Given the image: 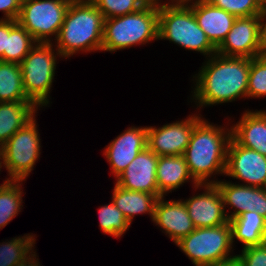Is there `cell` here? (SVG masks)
I'll return each mask as SVG.
<instances>
[{"label": "cell", "instance_id": "41", "mask_svg": "<svg viewBox=\"0 0 266 266\" xmlns=\"http://www.w3.org/2000/svg\"><path fill=\"white\" fill-rule=\"evenodd\" d=\"M3 167V159H2V150H1V146H0V172L2 170Z\"/></svg>", "mask_w": 266, "mask_h": 266}, {"label": "cell", "instance_id": "24", "mask_svg": "<svg viewBox=\"0 0 266 266\" xmlns=\"http://www.w3.org/2000/svg\"><path fill=\"white\" fill-rule=\"evenodd\" d=\"M23 181L8 180L0 184V230L7 226L21 212L23 202Z\"/></svg>", "mask_w": 266, "mask_h": 266}, {"label": "cell", "instance_id": "37", "mask_svg": "<svg viewBox=\"0 0 266 266\" xmlns=\"http://www.w3.org/2000/svg\"><path fill=\"white\" fill-rule=\"evenodd\" d=\"M204 266H241V263H240L237 255H235L229 259H226L223 261H218V262H215L212 264H207Z\"/></svg>", "mask_w": 266, "mask_h": 266}, {"label": "cell", "instance_id": "14", "mask_svg": "<svg viewBox=\"0 0 266 266\" xmlns=\"http://www.w3.org/2000/svg\"><path fill=\"white\" fill-rule=\"evenodd\" d=\"M147 147V126H131L104 148L103 155L117 178L133 159Z\"/></svg>", "mask_w": 266, "mask_h": 266}, {"label": "cell", "instance_id": "17", "mask_svg": "<svg viewBox=\"0 0 266 266\" xmlns=\"http://www.w3.org/2000/svg\"><path fill=\"white\" fill-rule=\"evenodd\" d=\"M159 197L154 211L153 223L176 244L194 229L183 199L165 200Z\"/></svg>", "mask_w": 266, "mask_h": 266}, {"label": "cell", "instance_id": "30", "mask_svg": "<svg viewBox=\"0 0 266 266\" xmlns=\"http://www.w3.org/2000/svg\"><path fill=\"white\" fill-rule=\"evenodd\" d=\"M91 2L101 11L104 19L136 12L145 5L141 0H91Z\"/></svg>", "mask_w": 266, "mask_h": 266}, {"label": "cell", "instance_id": "28", "mask_svg": "<svg viewBox=\"0 0 266 266\" xmlns=\"http://www.w3.org/2000/svg\"><path fill=\"white\" fill-rule=\"evenodd\" d=\"M99 227L104 234L119 238L124 236L131 224L127 221L123 213L111 201L98 207Z\"/></svg>", "mask_w": 266, "mask_h": 266}, {"label": "cell", "instance_id": "18", "mask_svg": "<svg viewBox=\"0 0 266 266\" xmlns=\"http://www.w3.org/2000/svg\"><path fill=\"white\" fill-rule=\"evenodd\" d=\"M200 28L210 42L218 48L232 28L236 17L206 0H193L188 3Z\"/></svg>", "mask_w": 266, "mask_h": 266}, {"label": "cell", "instance_id": "22", "mask_svg": "<svg viewBox=\"0 0 266 266\" xmlns=\"http://www.w3.org/2000/svg\"><path fill=\"white\" fill-rule=\"evenodd\" d=\"M38 111L31 101L0 102V146H3Z\"/></svg>", "mask_w": 266, "mask_h": 266}, {"label": "cell", "instance_id": "39", "mask_svg": "<svg viewBox=\"0 0 266 266\" xmlns=\"http://www.w3.org/2000/svg\"><path fill=\"white\" fill-rule=\"evenodd\" d=\"M145 5H153L159 7V0H141Z\"/></svg>", "mask_w": 266, "mask_h": 266}, {"label": "cell", "instance_id": "40", "mask_svg": "<svg viewBox=\"0 0 266 266\" xmlns=\"http://www.w3.org/2000/svg\"><path fill=\"white\" fill-rule=\"evenodd\" d=\"M256 2H257L262 8H266V0H256Z\"/></svg>", "mask_w": 266, "mask_h": 266}, {"label": "cell", "instance_id": "31", "mask_svg": "<svg viewBox=\"0 0 266 266\" xmlns=\"http://www.w3.org/2000/svg\"><path fill=\"white\" fill-rule=\"evenodd\" d=\"M211 5L221 8L236 18L259 15L263 8L256 0H206Z\"/></svg>", "mask_w": 266, "mask_h": 266}, {"label": "cell", "instance_id": "32", "mask_svg": "<svg viewBox=\"0 0 266 266\" xmlns=\"http://www.w3.org/2000/svg\"><path fill=\"white\" fill-rule=\"evenodd\" d=\"M241 266H266V242L261 245L246 247L236 254Z\"/></svg>", "mask_w": 266, "mask_h": 266}, {"label": "cell", "instance_id": "19", "mask_svg": "<svg viewBox=\"0 0 266 266\" xmlns=\"http://www.w3.org/2000/svg\"><path fill=\"white\" fill-rule=\"evenodd\" d=\"M231 125V137L239 145L266 156V110L247 109L239 121Z\"/></svg>", "mask_w": 266, "mask_h": 266}, {"label": "cell", "instance_id": "21", "mask_svg": "<svg viewBox=\"0 0 266 266\" xmlns=\"http://www.w3.org/2000/svg\"><path fill=\"white\" fill-rule=\"evenodd\" d=\"M111 200L132 224L136 215L148 214L153 222L158 197L154 194L124 189L114 183Z\"/></svg>", "mask_w": 266, "mask_h": 266}, {"label": "cell", "instance_id": "36", "mask_svg": "<svg viewBox=\"0 0 266 266\" xmlns=\"http://www.w3.org/2000/svg\"><path fill=\"white\" fill-rule=\"evenodd\" d=\"M35 250L30 256H28L25 260L22 262H19L15 266H41L39 262V258Z\"/></svg>", "mask_w": 266, "mask_h": 266}, {"label": "cell", "instance_id": "16", "mask_svg": "<svg viewBox=\"0 0 266 266\" xmlns=\"http://www.w3.org/2000/svg\"><path fill=\"white\" fill-rule=\"evenodd\" d=\"M157 162L158 156L146 147L116 178L115 183L127 190L147 192L158 198L162 197L157 185Z\"/></svg>", "mask_w": 266, "mask_h": 266}, {"label": "cell", "instance_id": "5", "mask_svg": "<svg viewBox=\"0 0 266 266\" xmlns=\"http://www.w3.org/2000/svg\"><path fill=\"white\" fill-rule=\"evenodd\" d=\"M158 41V7L144 5L136 12L104 19L101 52L142 46Z\"/></svg>", "mask_w": 266, "mask_h": 266}, {"label": "cell", "instance_id": "26", "mask_svg": "<svg viewBox=\"0 0 266 266\" xmlns=\"http://www.w3.org/2000/svg\"><path fill=\"white\" fill-rule=\"evenodd\" d=\"M36 44L32 35L17 20H10V34L7 36L4 62L20 64Z\"/></svg>", "mask_w": 266, "mask_h": 266}, {"label": "cell", "instance_id": "1", "mask_svg": "<svg viewBox=\"0 0 266 266\" xmlns=\"http://www.w3.org/2000/svg\"><path fill=\"white\" fill-rule=\"evenodd\" d=\"M193 75L190 100L201 108L247 98L250 58L214 54ZM193 97V98H192ZM199 107V108H198Z\"/></svg>", "mask_w": 266, "mask_h": 266}, {"label": "cell", "instance_id": "20", "mask_svg": "<svg viewBox=\"0 0 266 266\" xmlns=\"http://www.w3.org/2000/svg\"><path fill=\"white\" fill-rule=\"evenodd\" d=\"M156 178L159 193L167 196L176 189L182 187L184 183L190 182L192 187L198 183L193 179L188 165L183 155L177 156H158Z\"/></svg>", "mask_w": 266, "mask_h": 266}, {"label": "cell", "instance_id": "27", "mask_svg": "<svg viewBox=\"0 0 266 266\" xmlns=\"http://www.w3.org/2000/svg\"><path fill=\"white\" fill-rule=\"evenodd\" d=\"M35 236L33 233H28L1 242L0 266H15L30 256L36 250L34 249L37 238Z\"/></svg>", "mask_w": 266, "mask_h": 266}, {"label": "cell", "instance_id": "3", "mask_svg": "<svg viewBox=\"0 0 266 266\" xmlns=\"http://www.w3.org/2000/svg\"><path fill=\"white\" fill-rule=\"evenodd\" d=\"M103 28L104 16L91 1H71L54 46L63 59L100 52Z\"/></svg>", "mask_w": 266, "mask_h": 266}, {"label": "cell", "instance_id": "8", "mask_svg": "<svg viewBox=\"0 0 266 266\" xmlns=\"http://www.w3.org/2000/svg\"><path fill=\"white\" fill-rule=\"evenodd\" d=\"M37 114L1 146L3 167L8 180L26 181L41 154Z\"/></svg>", "mask_w": 266, "mask_h": 266}, {"label": "cell", "instance_id": "2", "mask_svg": "<svg viewBox=\"0 0 266 266\" xmlns=\"http://www.w3.org/2000/svg\"><path fill=\"white\" fill-rule=\"evenodd\" d=\"M230 139L231 127L210 123L205 118L194 126L183 156L198 184H215L219 181L214 179L216 175L224 176Z\"/></svg>", "mask_w": 266, "mask_h": 266}, {"label": "cell", "instance_id": "42", "mask_svg": "<svg viewBox=\"0 0 266 266\" xmlns=\"http://www.w3.org/2000/svg\"><path fill=\"white\" fill-rule=\"evenodd\" d=\"M71 1H91V0H71Z\"/></svg>", "mask_w": 266, "mask_h": 266}, {"label": "cell", "instance_id": "13", "mask_svg": "<svg viewBox=\"0 0 266 266\" xmlns=\"http://www.w3.org/2000/svg\"><path fill=\"white\" fill-rule=\"evenodd\" d=\"M215 184L221 192L228 220L247 211L257 212L266 219V188L241 185L239 182L232 183L227 180H219Z\"/></svg>", "mask_w": 266, "mask_h": 266}, {"label": "cell", "instance_id": "23", "mask_svg": "<svg viewBox=\"0 0 266 266\" xmlns=\"http://www.w3.org/2000/svg\"><path fill=\"white\" fill-rule=\"evenodd\" d=\"M229 223L233 247L235 239L243 244L242 249L266 242V219L257 212H243Z\"/></svg>", "mask_w": 266, "mask_h": 266}, {"label": "cell", "instance_id": "10", "mask_svg": "<svg viewBox=\"0 0 266 266\" xmlns=\"http://www.w3.org/2000/svg\"><path fill=\"white\" fill-rule=\"evenodd\" d=\"M197 112L163 126L147 127V147L157 156L184 155L194 126L203 118Z\"/></svg>", "mask_w": 266, "mask_h": 266}, {"label": "cell", "instance_id": "33", "mask_svg": "<svg viewBox=\"0 0 266 266\" xmlns=\"http://www.w3.org/2000/svg\"><path fill=\"white\" fill-rule=\"evenodd\" d=\"M22 0H0V11L4 20H17Z\"/></svg>", "mask_w": 266, "mask_h": 266}, {"label": "cell", "instance_id": "35", "mask_svg": "<svg viewBox=\"0 0 266 266\" xmlns=\"http://www.w3.org/2000/svg\"><path fill=\"white\" fill-rule=\"evenodd\" d=\"M260 56H266V8L259 14Z\"/></svg>", "mask_w": 266, "mask_h": 266}, {"label": "cell", "instance_id": "29", "mask_svg": "<svg viewBox=\"0 0 266 266\" xmlns=\"http://www.w3.org/2000/svg\"><path fill=\"white\" fill-rule=\"evenodd\" d=\"M266 97V56L250 59L247 99Z\"/></svg>", "mask_w": 266, "mask_h": 266}, {"label": "cell", "instance_id": "11", "mask_svg": "<svg viewBox=\"0 0 266 266\" xmlns=\"http://www.w3.org/2000/svg\"><path fill=\"white\" fill-rule=\"evenodd\" d=\"M224 175L241 180V185L266 188V156L239 145L231 137Z\"/></svg>", "mask_w": 266, "mask_h": 266}, {"label": "cell", "instance_id": "12", "mask_svg": "<svg viewBox=\"0 0 266 266\" xmlns=\"http://www.w3.org/2000/svg\"><path fill=\"white\" fill-rule=\"evenodd\" d=\"M194 189H203L204 192H197L183 201L195 228L215 227L229 221L216 184H198Z\"/></svg>", "mask_w": 266, "mask_h": 266}, {"label": "cell", "instance_id": "6", "mask_svg": "<svg viewBox=\"0 0 266 266\" xmlns=\"http://www.w3.org/2000/svg\"><path fill=\"white\" fill-rule=\"evenodd\" d=\"M57 58L63 57L54 46V42L37 43L20 63L25 94L39 110L49 107L52 103L50 90L59 60Z\"/></svg>", "mask_w": 266, "mask_h": 266}, {"label": "cell", "instance_id": "7", "mask_svg": "<svg viewBox=\"0 0 266 266\" xmlns=\"http://www.w3.org/2000/svg\"><path fill=\"white\" fill-rule=\"evenodd\" d=\"M195 266H204L233 256L231 225L195 228L175 244Z\"/></svg>", "mask_w": 266, "mask_h": 266}, {"label": "cell", "instance_id": "4", "mask_svg": "<svg viewBox=\"0 0 266 266\" xmlns=\"http://www.w3.org/2000/svg\"><path fill=\"white\" fill-rule=\"evenodd\" d=\"M158 40H169L185 50L201 53L205 58L217 52L188 3H164L158 7Z\"/></svg>", "mask_w": 266, "mask_h": 266}, {"label": "cell", "instance_id": "38", "mask_svg": "<svg viewBox=\"0 0 266 266\" xmlns=\"http://www.w3.org/2000/svg\"><path fill=\"white\" fill-rule=\"evenodd\" d=\"M190 2V0H167V2H166V0L164 1V0H159V6L161 5V4H177V3H189Z\"/></svg>", "mask_w": 266, "mask_h": 266}, {"label": "cell", "instance_id": "9", "mask_svg": "<svg viewBox=\"0 0 266 266\" xmlns=\"http://www.w3.org/2000/svg\"><path fill=\"white\" fill-rule=\"evenodd\" d=\"M70 3L71 0H22L17 22L37 43H53Z\"/></svg>", "mask_w": 266, "mask_h": 266}, {"label": "cell", "instance_id": "15", "mask_svg": "<svg viewBox=\"0 0 266 266\" xmlns=\"http://www.w3.org/2000/svg\"><path fill=\"white\" fill-rule=\"evenodd\" d=\"M216 53L250 59L260 56L259 15L236 18Z\"/></svg>", "mask_w": 266, "mask_h": 266}, {"label": "cell", "instance_id": "34", "mask_svg": "<svg viewBox=\"0 0 266 266\" xmlns=\"http://www.w3.org/2000/svg\"><path fill=\"white\" fill-rule=\"evenodd\" d=\"M10 34V20L0 19V61L4 62V51H7V36Z\"/></svg>", "mask_w": 266, "mask_h": 266}, {"label": "cell", "instance_id": "25", "mask_svg": "<svg viewBox=\"0 0 266 266\" xmlns=\"http://www.w3.org/2000/svg\"><path fill=\"white\" fill-rule=\"evenodd\" d=\"M30 101L23 89L20 64L0 61V102Z\"/></svg>", "mask_w": 266, "mask_h": 266}]
</instances>
